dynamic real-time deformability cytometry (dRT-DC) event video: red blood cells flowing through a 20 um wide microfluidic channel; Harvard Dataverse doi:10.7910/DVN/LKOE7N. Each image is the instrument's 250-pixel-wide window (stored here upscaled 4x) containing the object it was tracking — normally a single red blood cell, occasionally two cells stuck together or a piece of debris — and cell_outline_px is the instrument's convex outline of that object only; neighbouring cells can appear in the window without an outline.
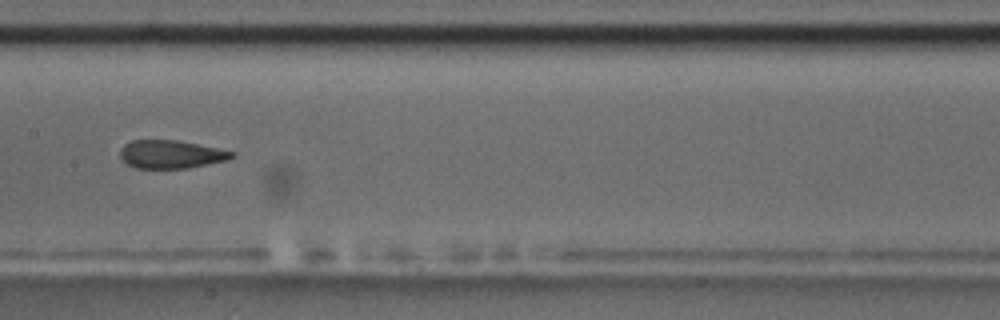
{"species": "common noctule bat (a hibernating species)", "species_latin": "Nyctalus noctula", "temperature_condition": "room temperature", "stored_images_in_passage": 9, "camera_frame_rate_fps": 3000, "um_per_image_px": 0.085, "animal": {"sex": "male", "body_mass_g": 17.5, "forearm_length_mm": 52.3}, "frame": {"image": 1, "passage_image": 9, "time_ms": 9.333, "image_size_px": [1000, 320], "cell_outline_px": [[236, 156], [228, 160], [188, 168], [136, 168], [128, 164], [120, 156], [120, 148], [124, 144], [132, 140], [176, 140], [236, 152]], "centroid_in_image_um": [14.54, 13.11], "position_along_channel_um": 192.9, "area_um2": 18.26}}